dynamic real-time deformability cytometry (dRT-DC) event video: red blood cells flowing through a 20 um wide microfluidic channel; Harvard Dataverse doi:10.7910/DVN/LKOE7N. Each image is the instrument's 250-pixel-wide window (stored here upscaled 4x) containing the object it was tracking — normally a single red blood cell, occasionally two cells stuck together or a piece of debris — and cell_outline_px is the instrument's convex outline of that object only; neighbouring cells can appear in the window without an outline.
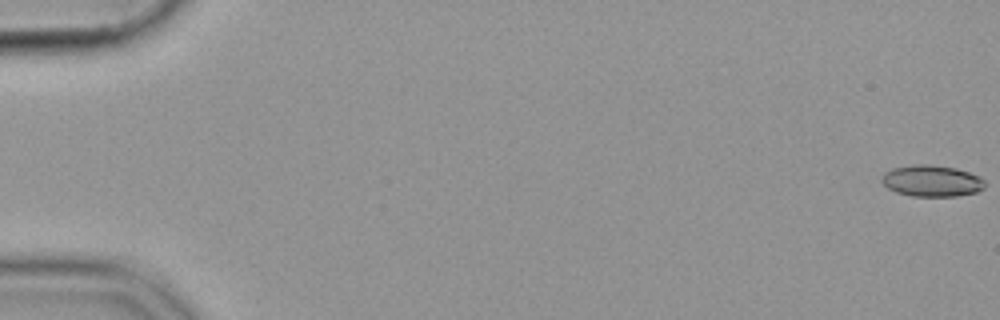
{"species": "common noctule bat (a hibernating species)", "species_latin": "Nyctalus noctula", "temperature_condition": "cold", "stored_images_in_passage": 53, "camera_frame_rate_fps": 3000, "um_per_image_px": 0.085, "animal": {"sex": "female", "body_mass_g": 19.9}, "frame": {"image": 1, "passage_image": 1, "time_ms": 0.0, "image_size_px": [1000, 320], "cell_outline_px": [[984, 188], [976, 192], [956, 196], [912, 196], [896, 192], [888, 188], [880, 180], [884, 172], [892, 168], [916, 164], [924, 164], [956, 168], [980, 176], [984, 180]], "centroid_in_image_um": [79.18, 15.37], "position_along_channel_um": 5.8, "area_um2": 18.84}}
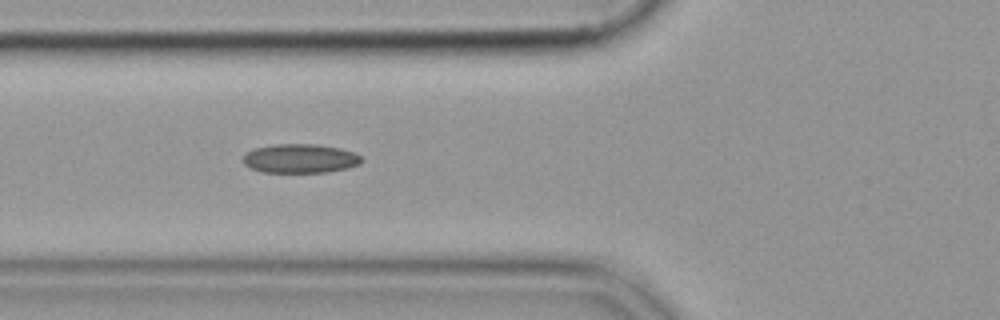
{"frame": {"image": 2, "passage_image": 22, "time_ms": 7.0, "image_size_px": [1000, 320], "cell_outline_px": [[360, 164], [348, 168], [328, 172], [264, 172], [252, 168], [244, 164], [244, 156], [248, 152], [256, 148], [276, 144], [316, 144], [340, 148], [352, 152], [360, 156]], "centroid_in_image_um": [25.53, 13.47], "position_along_channel_um": 100.3, "area_um2": 19.77}}
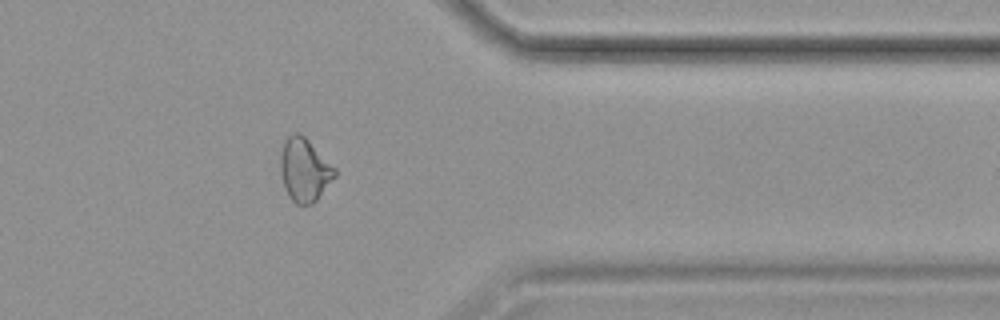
{"frame": {"image": 3, "passage_image": 46, "time_ms": 15.0, "image_size_px": [1000, 320], "cell_outline_px": [[336, 176], [316, 200], [312, 204], [296, 204], [288, 196], [284, 188], [280, 172], [280, 156], [284, 140], [292, 132], [300, 132], [336, 168]], "centroid_in_image_um": [25.86, 14.43], "position_along_channel_um": 385.5, "area_um2": 20.11}}